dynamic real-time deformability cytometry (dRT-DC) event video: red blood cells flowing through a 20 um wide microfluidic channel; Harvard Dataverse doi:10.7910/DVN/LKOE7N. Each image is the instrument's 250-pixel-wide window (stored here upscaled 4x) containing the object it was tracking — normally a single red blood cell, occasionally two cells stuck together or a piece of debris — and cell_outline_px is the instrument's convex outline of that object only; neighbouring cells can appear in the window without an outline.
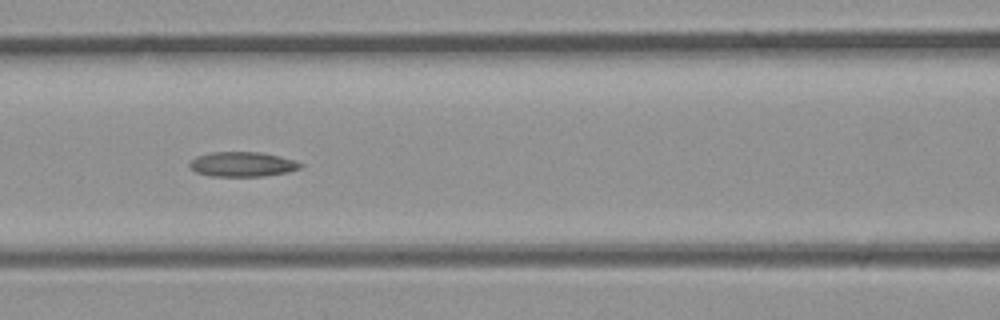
{"species": "common noctule bat (a hibernating species)", "species_latin": "Nyctalus noctula", "temperature_condition": "room temperature", "stored_images_in_passage": 23, "camera_frame_rate_fps": 3000, "um_per_image_px": 0.085, "animal": {"sex": "male", "body_mass_g": 23.1, "forearm_length_mm": 52.7}, "frame": {"image": 1, "passage_image": 7, "time_ms": 2.0, "image_size_px": [1000, 320], "cell_outline_px": [[304, 164], [300, 168], [288, 172], [264, 176], [208, 176], [196, 172], [188, 164], [196, 156], [208, 152], [260, 152], [280, 156], [296, 160]], "centroid_in_image_um": [20.62, 13.96], "position_along_channel_um": 146.0, "area_um2": 16.13}}